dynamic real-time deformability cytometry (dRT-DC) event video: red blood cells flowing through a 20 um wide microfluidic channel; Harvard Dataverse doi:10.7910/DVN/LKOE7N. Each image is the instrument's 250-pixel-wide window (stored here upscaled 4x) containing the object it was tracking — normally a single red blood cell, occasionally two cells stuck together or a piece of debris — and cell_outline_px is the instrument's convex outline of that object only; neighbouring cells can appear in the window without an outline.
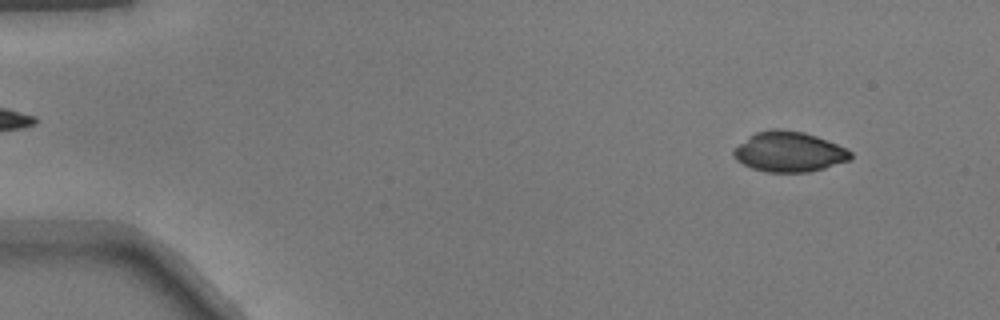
{"species": "common noctule bat (a hibernating species)", "species_latin": "Nyctalus noctula", "temperature_condition": "warm", "stored_images_in_passage": 46, "camera_frame_rate_fps": 3000, "um_per_image_px": 0.085, "animal": {"sex": "male", "body_mass_g": 17.9}, "frame": {"image": 1, "passage_image": 1, "time_ms": 0.0, "image_size_px": [1000, 320], "cell_outline_px": [[852, 160], [824, 168], [808, 172], [768, 172], [752, 168], [736, 160], [732, 156], [732, 152], [748, 136], [756, 132], [772, 128], [776, 128], [804, 132], [816, 136], [836, 144], [852, 152]], "centroid_in_image_um": [67.07, 12.9], "position_along_channel_um": 17.9, "area_um2": 27.34}}
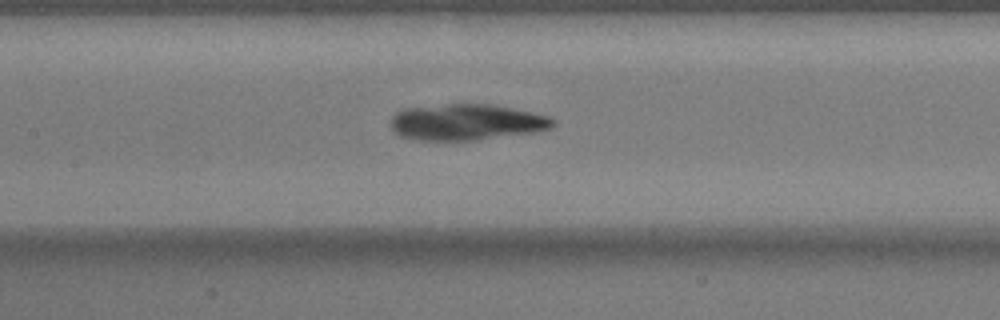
{"frame": {"image": 2, "passage_image": 20, "time_ms": 6.333, "image_size_px": [1000, 320], "cell_outline_px": [[556, 124], [552, 128], [536, 132], [476, 140], [416, 140], [400, 136], [392, 132], [392, 116], [396, 112], [404, 108], [448, 104], [488, 104], [548, 116], [556, 120]], "centroid_in_image_um": [39.63, 10.39], "position_along_channel_um": 167.8, "area_um2": 34.1}}
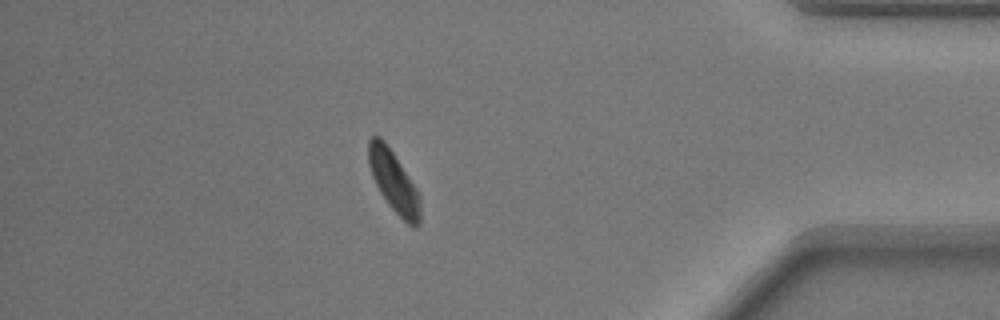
{"frame": {"image": 3, "passage_image": 40, "time_ms": 13.0, "image_size_px": [1000, 320], "cell_outline_px": [[420, 224], [416, 228], [408, 224], [388, 204], [380, 192], [372, 176], [368, 164], [368, 140], [372, 136], [380, 136], [384, 140], [416, 188], [420, 196]], "centroid_in_image_um": [33.46, 15.44], "position_along_channel_um": 401.7, "area_um2": 18.21}}